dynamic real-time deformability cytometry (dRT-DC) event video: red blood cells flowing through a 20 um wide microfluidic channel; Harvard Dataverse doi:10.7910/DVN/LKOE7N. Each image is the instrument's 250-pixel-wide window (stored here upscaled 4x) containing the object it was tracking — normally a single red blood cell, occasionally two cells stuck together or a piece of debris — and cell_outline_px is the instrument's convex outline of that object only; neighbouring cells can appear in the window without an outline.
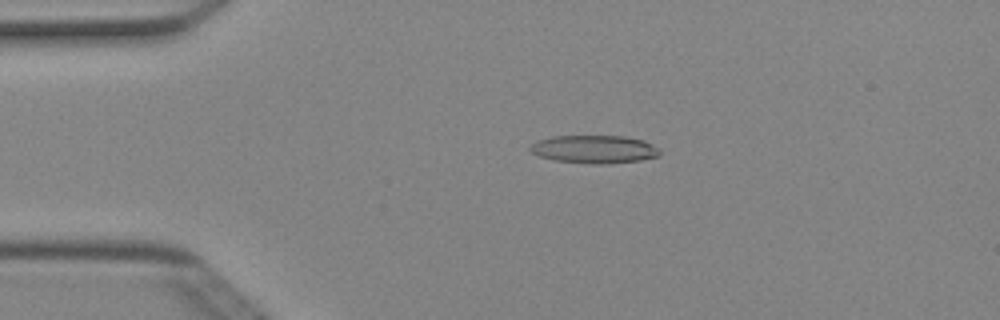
{"species": "Egyptian fruit bat (a non-hibernating species)", "species_latin": "Rousettus aegyptiacus", "temperature_condition": "cold", "stored_images_in_passage": 44, "camera_frame_rate_fps": 3000, "um_per_image_px": 0.085, "animal": {"sex": "female"}, "frame": {"image": 1, "passage_image": 5, "time_ms": 1.333, "image_size_px": [1000, 320], "cell_outline_px": [[660, 156], [640, 160], [604, 164], [596, 164], [552, 160], [536, 156], [528, 148], [536, 140], [552, 136], [624, 136], [644, 140], [660, 148]], "centroid_in_image_um": [50.5, 12.68], "position_along_channel_um": 34.5, "area_um2": 21.39}}
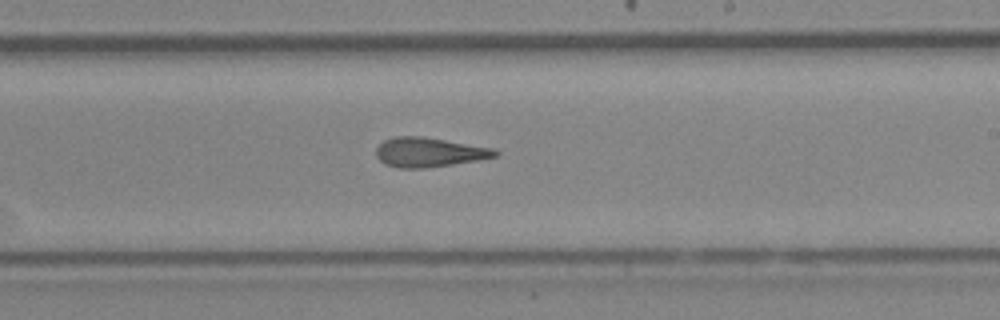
{"frame": {"image": 2, "passage_image": 24, "time_ms": 7.667, "image_size_px": [1000, 320], "cell_outline_px": [[500, 152], [496, 156], [480, 160], [424, 168], [400, 168], [384, 164], [376, 156], [376, 148], [384, 140], [396, 136], [420, 136], [492, 148]], "centroid_in_image_um": [36.44, 12.95], "position_along_channel_um": 252.6, "area_um2": 20.23}}
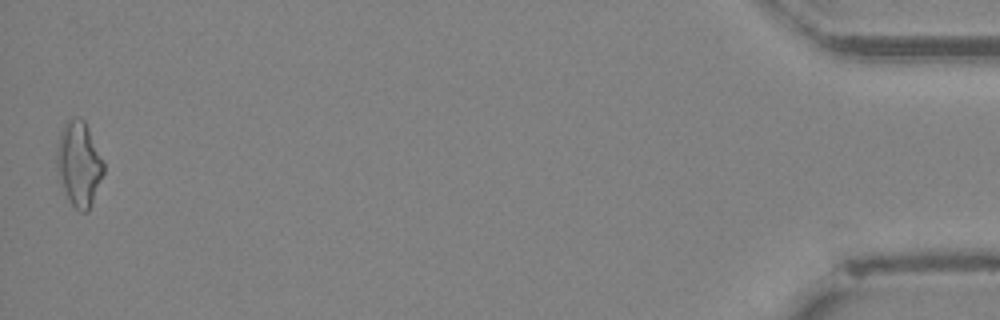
{"frame": {"image": 3, "passage_image": 44, "time_ms": 14.333, "image_size_px": [1000, 320], "cell_outline_px": [[104, 172], [88, 212], [80, 212], [68, 200], [60, 184], [56, 168], [56, 152], [60, 132], [64, 124], [72, 116], [80, 116], [84, 120], [104, 164]], "centroid_in_image_um": [6.67, 13.93], "position_along_channel_um": 428.5, "area_um2": 23.12}, "authors_computed_cell_mechanics": {"area_um2": 20.4323, "velocity_mm_per_s": 4.0351, "shape_relaxation_time_tau1_ms": null, "shape_relaxation_time_tau2_ms": 4.7075, "deformation_change_tau1": null, "deformation_change_tau2": 0.1818}}